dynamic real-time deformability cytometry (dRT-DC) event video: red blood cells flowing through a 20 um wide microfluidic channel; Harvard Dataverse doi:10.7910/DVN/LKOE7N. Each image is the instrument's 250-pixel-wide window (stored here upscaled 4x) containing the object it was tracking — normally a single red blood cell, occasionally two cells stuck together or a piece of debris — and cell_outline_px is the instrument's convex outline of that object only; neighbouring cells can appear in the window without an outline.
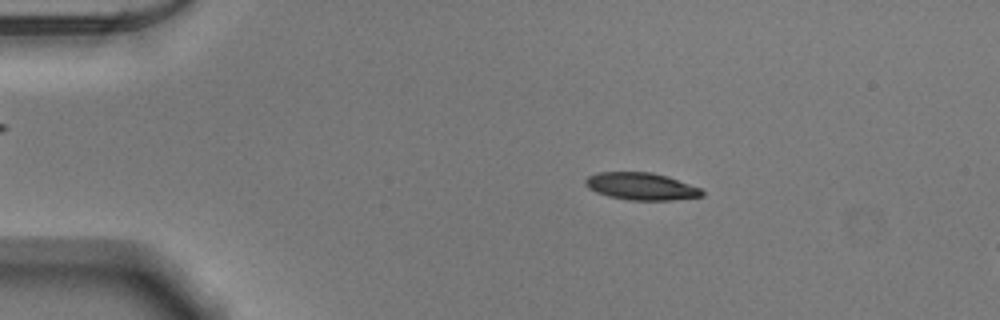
{"species": "Egyptian fruit bat (a non-hibernating species)", "species_latin": "Rousettus aegyptiacus", "temperature_condition": "warm", "stored_images_in_passage": 17, "camera_frame_rate_fps": 3000, "um_per_image_px": 0.085, "animal": {"sex": "male"}, "frame": {"image": 1, "passage_image": 10, "time_ms": 3.0, "image_size_px": [1000, 320], "cell_outline_px": [[704, 196], [672, 200], [628, 200], [608, 196], [596, 192], [588, 188], [584, 184], [584, 180], [588, 176], [596, 172], [652, 172], [668, 176], [700, 188], [704, 192]], "centroid_in_image_um": [54.48, 15.83], "position_along_channel_um": 30.5, "area_um2": 18.67}}